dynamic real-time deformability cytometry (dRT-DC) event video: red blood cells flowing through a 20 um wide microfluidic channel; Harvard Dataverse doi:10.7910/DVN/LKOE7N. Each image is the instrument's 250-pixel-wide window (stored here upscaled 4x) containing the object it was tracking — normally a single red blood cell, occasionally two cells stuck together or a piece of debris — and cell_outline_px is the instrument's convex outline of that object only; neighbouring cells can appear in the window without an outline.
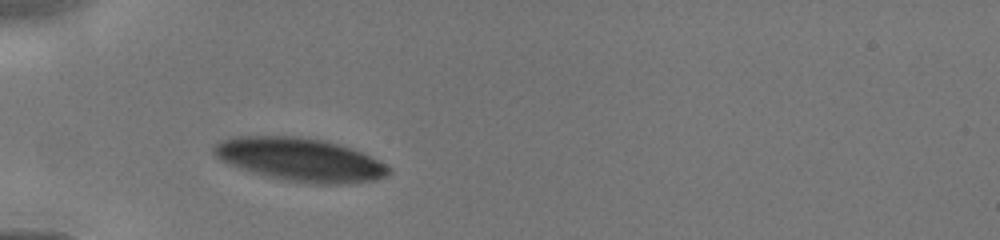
{"species": "human", "species_latin": "Homo sapiens", "temperature_condition": "cold", "stored_images_in_passage": 13, "camera_frame_rate_fps": 3000, "um_per_image_px": 0.085, "donor": {"sex": "male"}, "frame": {"image": 1, "passage_image": 1, "time_ms": 0.0, "image_size_px": [1000, 240], "cell_outline_px": [[392, 172], [376, 180], [348, 184], [312, 184], [280, 180], [252, 172], [228, 164], [220, 160], [212, 152], [212, 148], [220, 140], [236, 136], [300, 136], [324, 140], [340, 144], [352, 148], [392, 168]], "centroid_in_image_um": [25.49, 13.57], "position_along_channel_um": 59.5, "area_um2": 44.39}}
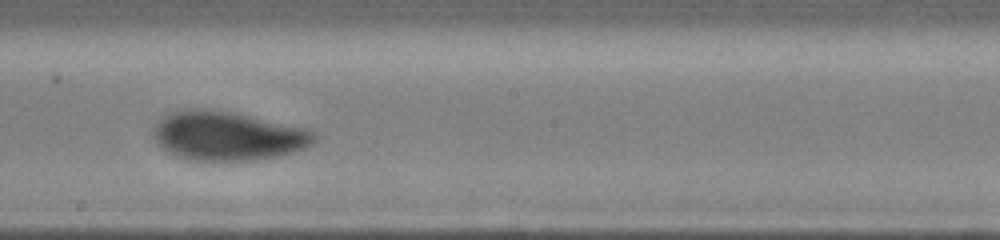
{"frame": {"image": 2, "passage_image": 8, "time_ms": 4.0, "image_size_px": [1000, 240], "cell_outline_px": [[316, 140], [312, 144], [304, 148], [280, 156], [256, 160], [196, 160], [180, 156], [168, 152], [160, 148], [152, 136], [156, 124], [164, 116], [176, 112], [200, 108], [204, 108], [232, 112], [308, 128], [316, 132]], "centroid_in_image_um": [19.39, 11.55], "position_along_channel_um": 228.8, "area_um2": 45.72}}
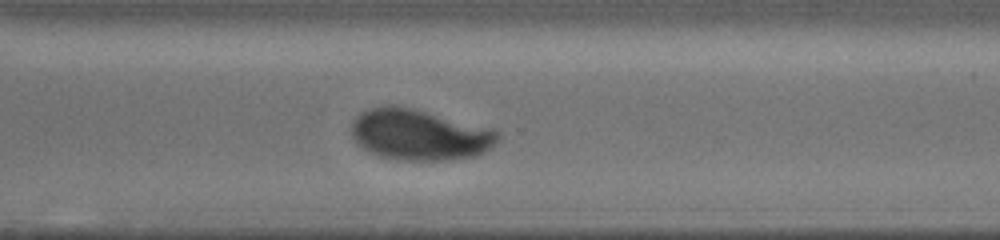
{"frame": {"image": 3, "passage_image": 13, "time_ms": 6.333, "image_size_px": [1000, 240], "cell_outline_px": [[500, 136], [496, 144], [492, 148], [476, 156], [448, 160], [404, 160], [380, 156], [356, 144], [352, 136], [352, 120], [360, 112], [372, 108], [388, 104], [392, 104], [412, 108], [492, 128], [500, 132]], "centroid_in_image_um": [35.67, 11.44], "position_along_channel_um": 334.9, "area_um2": 43.58}}